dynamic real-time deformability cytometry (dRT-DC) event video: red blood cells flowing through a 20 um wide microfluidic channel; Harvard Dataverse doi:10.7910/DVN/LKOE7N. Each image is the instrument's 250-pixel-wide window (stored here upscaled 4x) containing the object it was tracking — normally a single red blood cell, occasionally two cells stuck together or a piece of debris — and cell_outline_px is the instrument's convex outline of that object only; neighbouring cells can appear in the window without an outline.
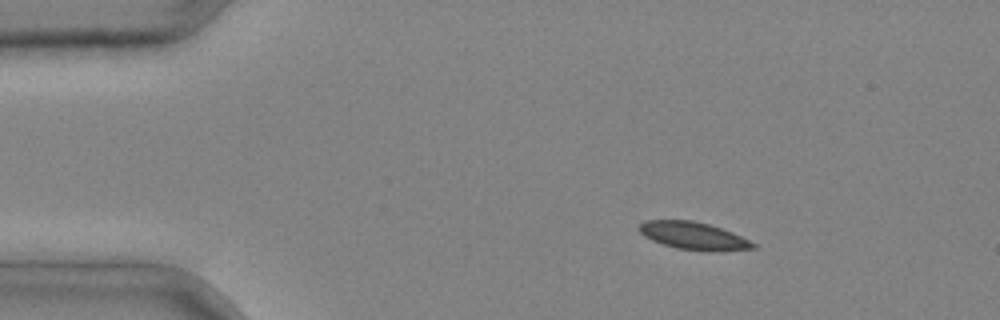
{"species": "common noctule bat (a hibernating species)", "species_latin": "Nyctalus noctula", "temperature_condition": "cold", "stored_images_in_passage": 3, "camera_frame_rate_fps": 3000, "um_per_image_px": 0.085, "animal": {"sex": "male", "body_mass_g": 20.4}, "frame": {"image": 1, "passage_image": 1, "time_ms": 0.0, "image_size_px": [1000, 320], "cell_outline_px": [[756, 248], [676, 248], [652, 240], [644, 236], [636, 228], [644, 220], [692, 220], [708, 224], [732, 232], [756, 244]], "centroid_in_image_um": [58.8, 19.97], "position_along_channel_um": 26.2, "area_um2": 17.11}}
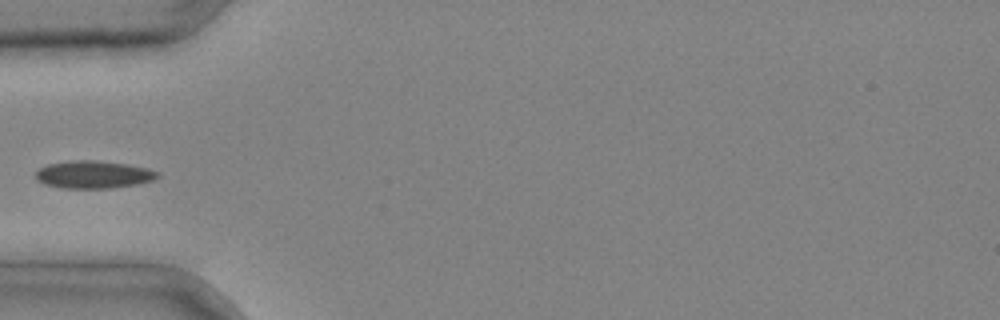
{"frame": {"image": 2, "passage_image": 3, "time_ms": 0.667, "image_size_px": [1000, 320], "cell_outline_px": [[160, 176], [152, 180], [136, 184], [108, 188], [60, 188], [44, 184], [36, 180], [36, 172], [40, 168], [48, 164], [68, 160], [100, 160], [128, 164], [148, 168], [160, 172]], "centroid_in_image_um": [7.94, 14.82], "position_along_channel_um": 77.1, "area_um2": 19.77}}